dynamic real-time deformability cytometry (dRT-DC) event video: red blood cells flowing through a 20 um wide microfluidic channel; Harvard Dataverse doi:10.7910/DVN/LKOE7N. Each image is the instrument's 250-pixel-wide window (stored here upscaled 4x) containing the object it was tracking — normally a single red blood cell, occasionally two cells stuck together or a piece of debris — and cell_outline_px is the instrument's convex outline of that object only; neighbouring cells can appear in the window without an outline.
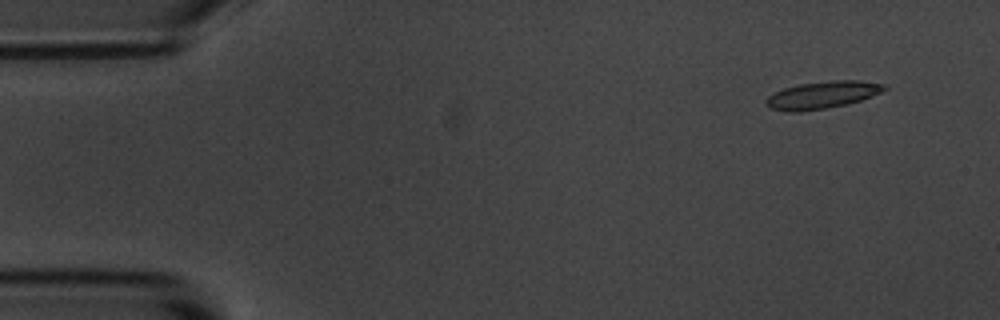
{"species": "common noctule bat (a hibernating species)", "species_latin": "Nyctalus noctula", "temperature_condition": "room temperature", "stored_images_in_passage": 8, "camera_frame_rate_fps": 3000, "um_per_image_px": 0.085, "animal": {"sex": "male", "body_mass_g": 20.1, "forearm_length_mm": 53.5}, "frame": {"image": 1, "passage_image": 1, "time_ms": 0.0, "image_size_px": [1000, 320], "cell_outline_px": [[888, 88], [880, 92], [860, 100], [848, 104], [800, 112], [784, 112], [772, 108], [764, 100], [768, 96], [784, 88], [800, 84], [832, 80], [860, 80], [884, 84]], "centroid_in_image_um": [69.89, 8.07], "position_along_channel_um": 15.1, "area_um2": 18.61}}
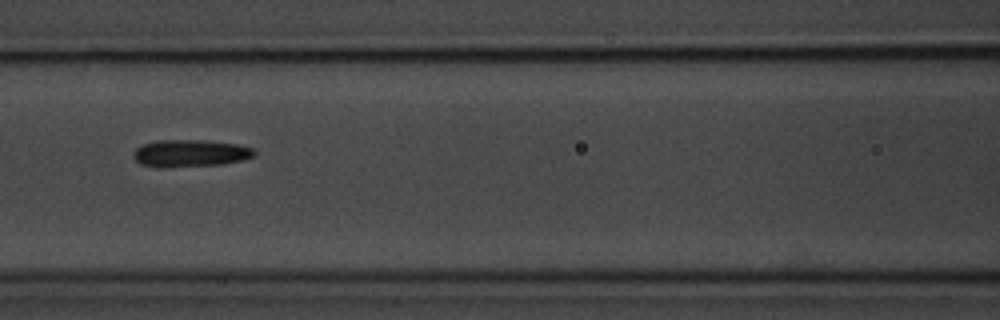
{"frame": {"image": 2, "passage_image": 6, "time_ms": 6.333, "image_size_px": [1000, 320], "cell_outline_px": [[256, 156], [244, 160], [220, 164], [168, 168], [156, 168], [140, 164], [132, 156], [132, 152], [136, 148], [144, 144], [160, 140], [200, 140], [236, 144], [252, 148], [256, 152]], "centroid_in_image_um": [16.14, 13.05], "position_along_channel_um": 150.5, "area_um2": 19.36}}
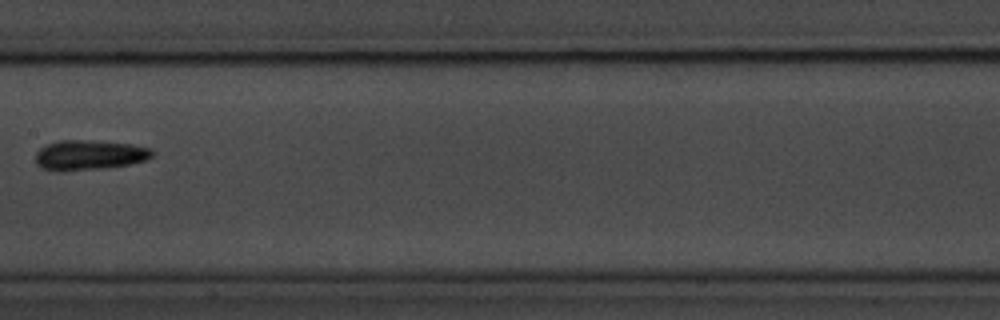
{"frame": {"image": 3, "passage_image": 7, "time_ms": 7.667, "image_size_px": [1000, 320], "cell_outline_px": [[152, 156], [148, 160], [132, 164], [104, 168], [60, 172], [56, 172], [40, 168], [36, 164], [36, 152], [40, 148], [48, 144], [60, 140], [92, 140], [132, 144], [152, 148]], "centroid_in_image_um": [7.58, 13.19], "position_along_channel_um": 199.8, "area_um2": 20.75}}